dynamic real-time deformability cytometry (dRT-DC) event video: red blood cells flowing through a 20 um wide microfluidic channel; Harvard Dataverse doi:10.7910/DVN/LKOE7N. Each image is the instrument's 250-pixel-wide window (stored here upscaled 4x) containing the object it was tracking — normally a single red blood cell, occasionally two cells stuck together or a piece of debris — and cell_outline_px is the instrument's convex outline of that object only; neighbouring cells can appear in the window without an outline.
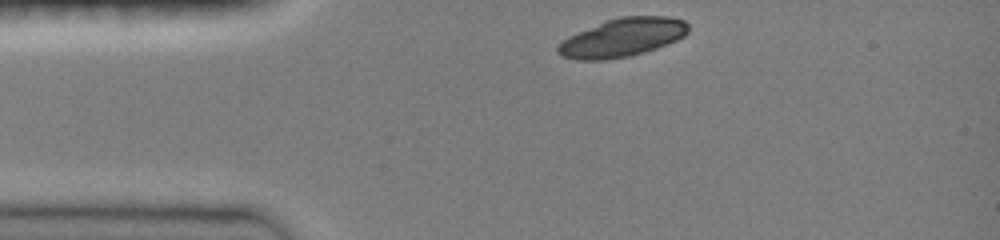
{"species": "common noctule bat (a hibernating species)", "species_latin": "Nyctalus noctula", "temperature_condition": "room temperature", "stored_images_in_passage": 33, "camera_frame_rate_fps": 3000, "um_per_image_px": 0.085, "animal": {"sex": "female", "body_mass_g": 19.0, "forearm_length_mm": 51.5}, "frame": {"image": 1, "passage_image": 1, "time_ms": 0.0, "image_size_px": [1000, 240], "cell_outline_px": [[688, 32], [684, 36], [676, 40], [656, 48], [644, 52], [628, 56], [604, 60], [576, 60], [560, 56], [556, 52], [556, 48], [568, 36], [608, 20], [620, 16], [668, 16], [684, 20], [688, 24]], "centroid_in_image_um": [52.9, 3.2], "position_along_channel_um": 32.1, "area_um2": 29.02}}